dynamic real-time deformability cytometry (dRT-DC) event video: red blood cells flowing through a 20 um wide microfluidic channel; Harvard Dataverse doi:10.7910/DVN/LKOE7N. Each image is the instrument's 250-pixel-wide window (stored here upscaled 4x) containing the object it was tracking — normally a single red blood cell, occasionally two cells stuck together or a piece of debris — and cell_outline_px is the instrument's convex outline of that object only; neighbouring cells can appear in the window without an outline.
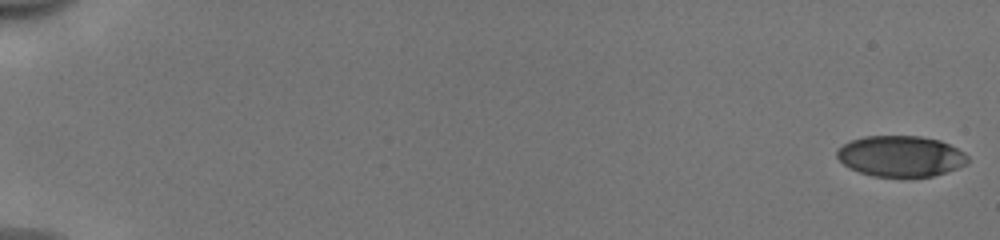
{"species": "human", "species_latin": "Homo sapiens", "temperature_condition": "cold", "stored_images_in_passage": 54, "camera_frame_rate_fps": 3000, "um_per_image_px": 0.085, "donor": {"sex": "male"}, "frame": {"image": 1, "passage_image": 1, "time_ms": 0.0, "image_size_px": [1000, 240], "cell_outline_px": [[968, 164], [932, 176], [872, 176], [848, 168], [836, 156], [836, 148], [852, 140], [864, 136], [920, 136], [940, 140], [964, 152], [968, 156]], "centroid_in_image_um": [76.54, 13.26], "position_along_channel_um": 8.5, "area_um2": 31.04}}
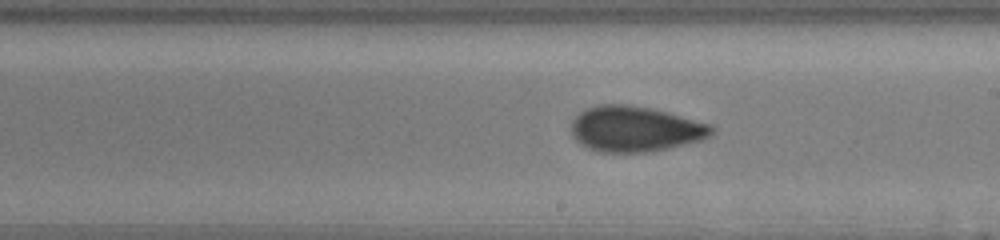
{"frame": {"image": 2, "passage_image": 33, "time_ms": 10.667, "image_size_px": [1000, 240], "cell_outline_px": [[716, 132], [712, 136], [700, 140], [668, 148], [644, 152], [600, 152], [588, 148], [580, 144], [572, 136], [572, 120], [580, 112], [588, 108], [600, 104], [624, 104], [652, 108], [712, 124], [716, 128]], "centroid_in_image_um": [54.02, 10.96], "position_along_channel_um": 235.0, "area_um2": 37.34}}
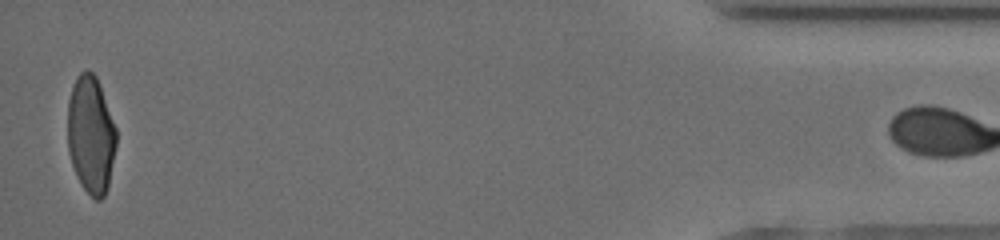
{"frame": {"image": 3, "passage_image": 53, "time_ms": 17.333, "image_size_px": [1000, 240], "cell_outline_px": [[116, 144], [108, 188], [104, 196], [100, 200], [96, 200], [80, 184], [72, 164], [68, 152], [68, 100], [72, 84], [76, 76], [80, 72], [88, 68], [96, 76], [116, 128]], "centroid_in_image_um": [7.71, 11.43], "position_along_channel_um": 427.5, "area_um2": 33.41}}